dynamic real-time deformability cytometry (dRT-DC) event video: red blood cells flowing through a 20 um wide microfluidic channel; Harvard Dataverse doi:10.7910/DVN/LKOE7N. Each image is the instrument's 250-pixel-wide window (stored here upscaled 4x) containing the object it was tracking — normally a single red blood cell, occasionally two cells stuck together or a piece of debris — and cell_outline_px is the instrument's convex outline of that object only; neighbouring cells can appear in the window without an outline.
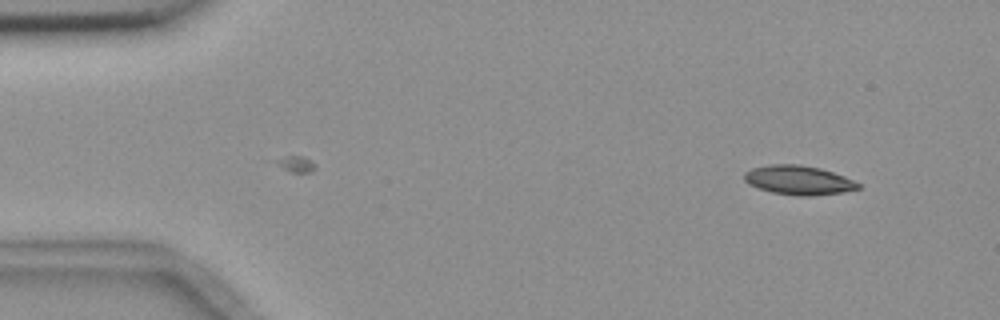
{"species": "common noctule bat (a hibernating species)", "species_latin": "Nyctalus noctula", "temperature_condition": "room temperature", "stored_images_in_passage": 3, "camera_frame_rate_fps": 3000, "um_per_image_px": 0.085, "animal": {"sex": "female", "body_mass_g": 18.4}, "frame": {"image": 1, "passage_image": 3, "time_ms": 2.333, "image_size_px": [1000, 320], "cell_outline_px": [[860, 188], [844, 192], [812, 196], [796, 196], [772, 192], [748, 184], [744, 180], [744, 172], [752, 168], [772, 164], [800, 164], [820, 168], [844, 176], [860, 184]], "centroid_in_image_um": [67.87, 15.31], "position_along_channel_um": 17.1, "area_um2": 19.36}}